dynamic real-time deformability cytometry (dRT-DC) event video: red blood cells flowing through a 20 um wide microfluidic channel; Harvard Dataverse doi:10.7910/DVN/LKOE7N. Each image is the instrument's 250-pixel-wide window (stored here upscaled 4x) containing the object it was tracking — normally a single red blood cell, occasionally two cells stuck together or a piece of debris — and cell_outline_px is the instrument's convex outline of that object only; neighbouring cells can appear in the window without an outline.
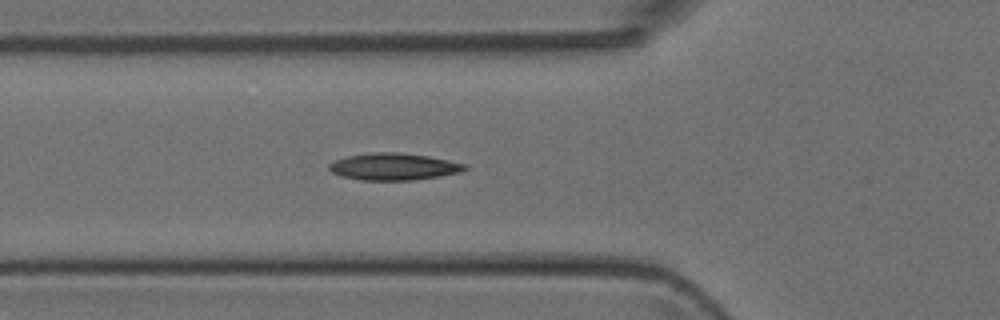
{"species": "Egyptian fruit bat (a non-hibernating species)", "species_latin": "Rousettus aegyptiacus", "temperature_condition": "room temperature", "stored_images_in_passage": 14, "camera_frame_rate_fps": 3000, "um_per_image_px": 0.085, "animal": {"sex": "female"}, "frame": {"image": 1, "passage_image": 2, "time_ms": 0.333, "image_size_px": [1000, 320], "cell_outline_px": [[468, 168], [460, 172], [440, 176], [416, 180], [360, 180], [340, 176], [332, 172], [328, 168], [328, 164], [336, 160], [348, 156], [372, 152], [396, 152], [428, 156], [468, 164]], "centroid_in_image_um": [33.47, 14.17], "position_along_channel_um": 92.3, "area_um2": 21.39}}
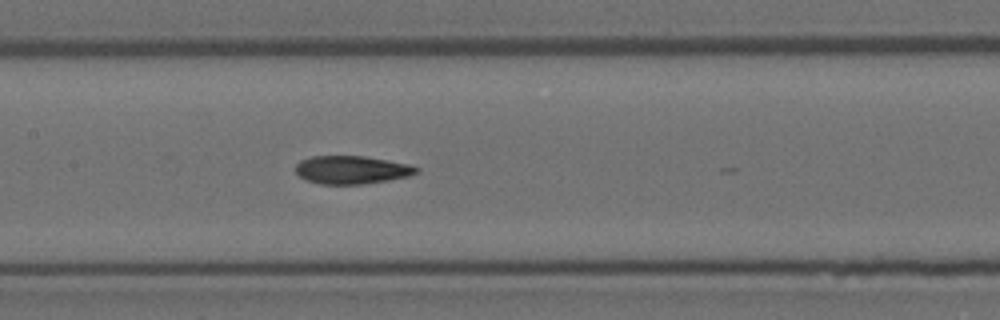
{"frame": {"image": 2, "passage_image": 8, "time_ms": 2.333, "image_size_px": [1000, 320], "cell_outline_px": [[420, 172], [408, 176], [388, 180], [360, 184], [320, 184], [308, 180], [300, 176], [296, 172], [296, 164], [300, 160], [312, 156], [364, 156], [388, 160], [408, 164], [420, 168]], "centroid_in_image_um": [29.91, 14.43], "position_along_channel_um": 177.5, "area_um2": 19.71}}
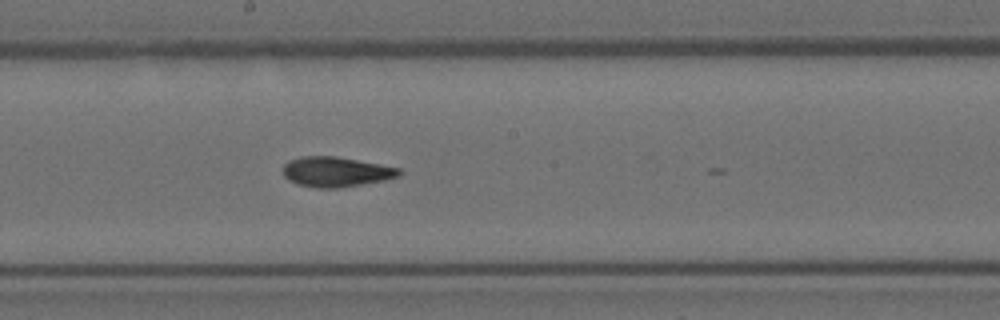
{"frame": {"image": 3, "passage_image": 11, "time_ms": 3.333, "image_size_px": [1000, 320], "cell_outline_px": [[400, 176], [384, 180], [340, 188], [316, 188], [300, 184], [288, 180], [284, 176], [284, 164], [288, 160], [300, 156], [336, 156], [380, 164], [400, 168]], "centroid_in_image_um": [28.55, 14.6], "position_along_channel_um": 219.7, "area_um2": 20.29}}